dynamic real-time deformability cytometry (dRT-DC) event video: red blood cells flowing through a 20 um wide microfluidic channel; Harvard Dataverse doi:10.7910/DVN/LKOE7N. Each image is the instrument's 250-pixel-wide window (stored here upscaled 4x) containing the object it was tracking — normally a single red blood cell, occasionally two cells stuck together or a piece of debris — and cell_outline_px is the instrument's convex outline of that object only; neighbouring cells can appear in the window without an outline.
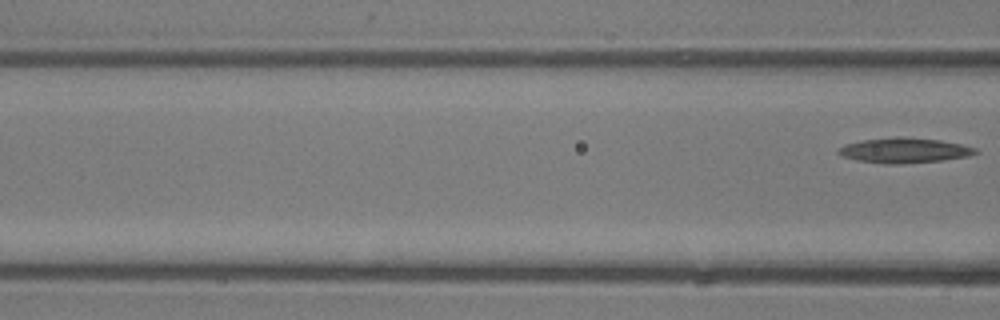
{"species": "common noctule bat (a hibernating species)", "species_latin": "Nyctalus noctula", "temperature_condition": "room temperature", "stored_images_in_passage": 5, "segment_of_instrument_passage": [2, 2], "camera_frame_rate_fps": 3000, "um_per_image_px": 0.085, "animal": {"sex": "male", "body_mass_g": 13.3}, "frame": {"image": 1, "passage_image": 5, "time_ms": 4.667, "image_size_px": [1000, 320], "cell_outline_px": [[980, 152], [968, 156], [940, 160], [904, 164], [888, 164], [856, 160], [844, 156], [836, 152], [836, 148], [844, 144], [860, 140], [900, 136], [904, 136], [940, 140], [960, 144], [976, 148]], "centroid_in_image_um": [76.83, 12.77], "position_along_channel_um": 89.8, "area_um2": 20.17}}